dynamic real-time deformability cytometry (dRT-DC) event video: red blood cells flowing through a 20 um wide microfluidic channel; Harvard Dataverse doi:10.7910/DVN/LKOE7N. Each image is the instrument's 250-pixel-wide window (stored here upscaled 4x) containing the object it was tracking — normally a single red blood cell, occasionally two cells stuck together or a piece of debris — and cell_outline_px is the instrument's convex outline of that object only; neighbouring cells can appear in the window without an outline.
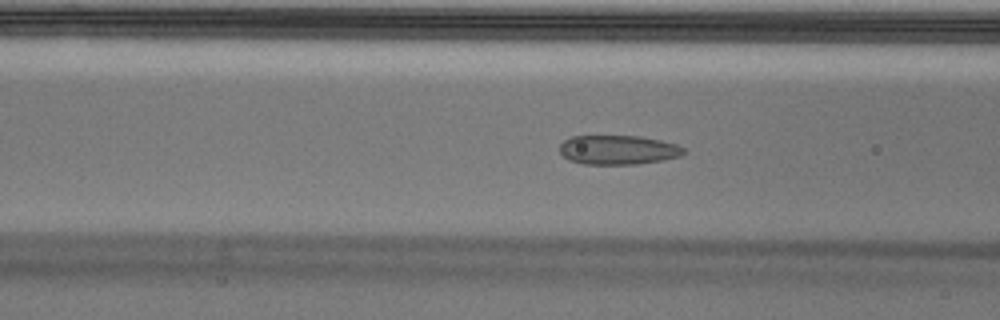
{"species": "Egyptian fruit bat (a non-hibernating species)", "species_latin": "Rousettus aegyptiacus", "temperature_condition": "cold", "stored_images_in_passage": 53, "camera_frame_rate_fps": 3000, "um_per_image_px": 0.085, "animal": {"sex": "male"}, "frame": {"image": 1, "passage_image": 17, "time_ms": 5.333, "image_size_px": [1000, 320], "cell_outline_px": [[688, 152], [680, 156], [664, 160], [636, 164], [584, 164], [568, 160], [560, 152], [560, 144], [564, 140], [572, 136], [640, 136], [660, 140], [676, 144], [684, 148]], "centroid_in_image_um": [52.56, 12.74], "position_along_channel_um": 114.0, "area_um2": 21.27}}
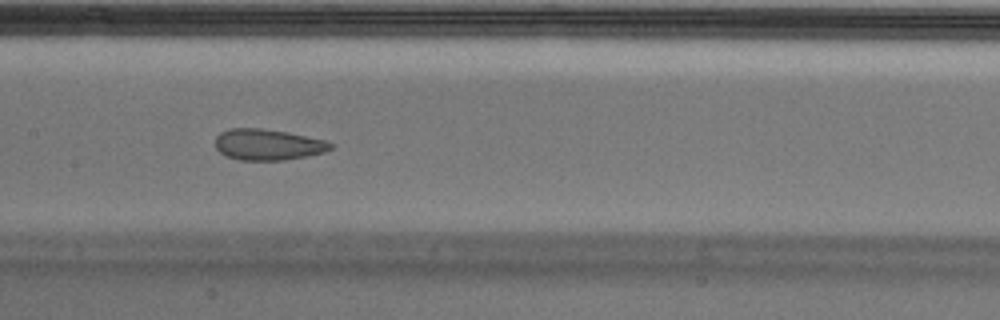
{"frame": {"image": 2, "passage_image": 23, "time_ms": 7.333, "image_size_px": [1000, 320], "cell_outline_px": [[336, 144], [332, 148], [324, 152], [284, 160], [240, 160], [228, 156], [220, 152], [216, 148], [216, 136], [220, 132], [228, 128], [260, 128], [288, 132], [324, 140]], "centroid_in_image_um": [22.76, 12.28], "position_along_channel_um": 184.6, "area_um2": 20.81}}
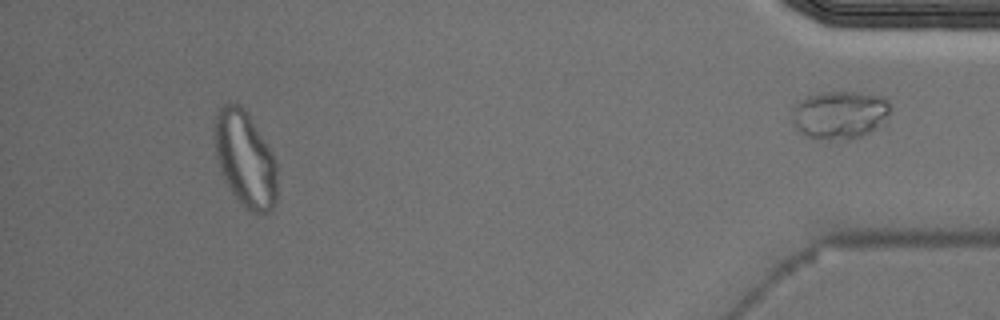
{"frame": {"image": 3, "passage_image": 48, "time_ms": 15.667, "image_size_px": [1000, 320], "cell_outline_px": [[276, 204], [272, 212], [264, 216], [252, 212], [240, 204], [224, 180], [216, 160], [216, 112], [224, 104], [236, 104], [244, 108], [268, 144], [272, 152], [276, 164]], "centroid_in_image_um": [20.87, 13.6], "position_along_channel_um": 414.3, "area_um2": 34.91}}